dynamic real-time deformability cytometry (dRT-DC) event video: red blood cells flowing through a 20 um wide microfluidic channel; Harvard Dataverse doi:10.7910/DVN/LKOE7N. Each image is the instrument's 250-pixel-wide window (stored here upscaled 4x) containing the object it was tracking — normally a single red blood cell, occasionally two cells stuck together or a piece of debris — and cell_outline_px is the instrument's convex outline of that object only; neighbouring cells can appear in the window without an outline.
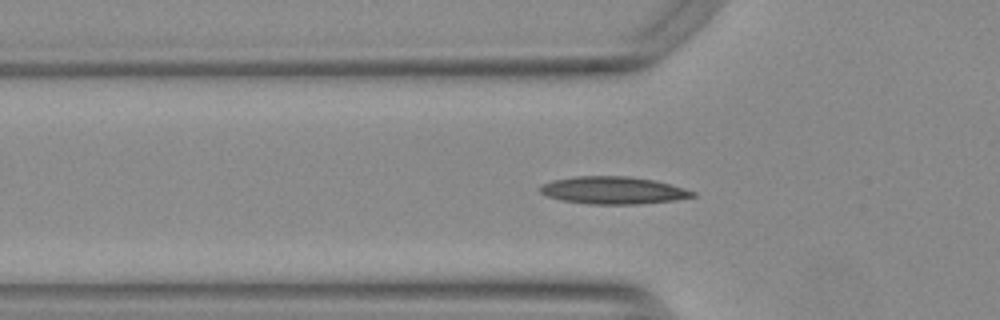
{"species": "Egyptian fruit bat (a non-hibernating species)", "species_latin": "Rousettus aegyptiacus", "temperature_condition": "warm", "stored_images_in_passage": 35, "camera_frame_rate_fps": 3000, "um_per_image_px": 0.085, "animal": {"sex": "female"}, "frame": {"image": 1, "passage_image": 2, "time_ms": 0.333, "image_size_px": [1000, 320], "cell_outline_px": [[696, 196], [676, 200], [640, 204], [588, 204], [560, 200], [548, 196], [540, 192], [540, 188], [544, 184], [552, 180], [576, 176], [628, 176], [656, 180], [684, 188], [696, 192]], "centroid_in_image_um": [52.15, 16.18], "position_along_channel_um": 73.6, "area_um2": 24.45}}
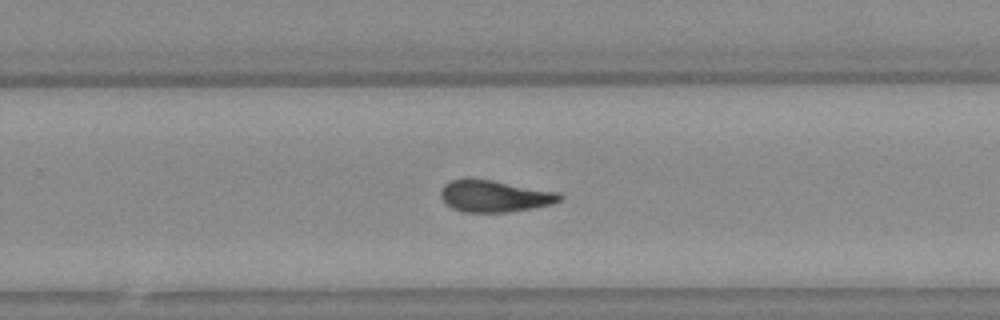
{"frame": {"image": 2, "passage_image": 19, "time_ms": 6.0, "image_size_px": [1000, 320], "cell_outline_px": [[564, 196], [560, 200], [552, 204], [536, 208], [508, 212], [464, 212], [452, 208], [440, 196], [440, 188], [444, 184], [452, 180], [492, 180], [560, 192]], "centroid_in_image_um": [42.09, 16.69], "position_along_channel_um": 287.7, "area_um2": 21.91}}
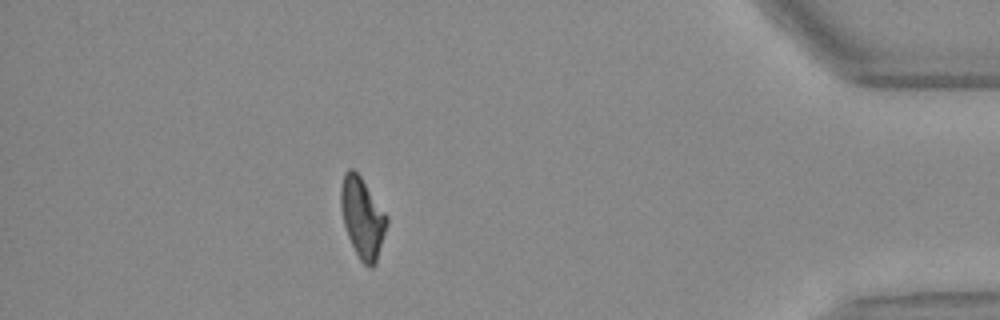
{"frame": {"image": 3, "passage_image": 32, "time_ms": 10.333, "image_size_px": [1000, 320], "cell_outline_px": [[388, 224], [376, 264], [372, 268], [368, 268], [360, 260], [348, 236], [344, 224], [340, 208], [340, 188], [344, 172], [348, 168], [352, 168], [360, 176], [388, 216]], "centroid_in_image_um": [30.81, 18.51], "position_along_channel_um": 404.4, "area_um2": 21.68}}